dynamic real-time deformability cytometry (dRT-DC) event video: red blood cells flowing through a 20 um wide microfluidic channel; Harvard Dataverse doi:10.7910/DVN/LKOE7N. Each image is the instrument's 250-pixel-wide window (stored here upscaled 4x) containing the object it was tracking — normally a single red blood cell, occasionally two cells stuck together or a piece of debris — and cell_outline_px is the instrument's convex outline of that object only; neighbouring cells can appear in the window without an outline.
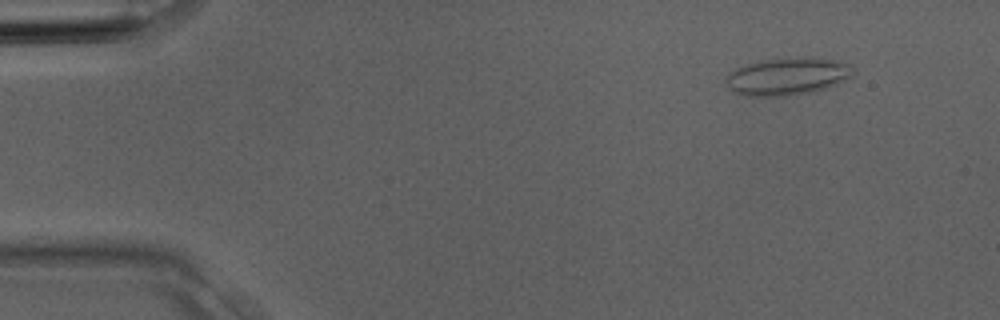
{"species": "Egyptian fruit bat (a non-hibernating species)", "species_latin": "Rousettus aegyptiacus", "temperature_condition": "room temperature", "stored_images_in_passage": 2, "camera_frame_rate_fps": 3000, "um_per_image_px": 0.085, "animal": {"sex": "male"}, "frame": {"image": 1, "passage_image": 1, "time_ms": 0.0, "image_size_px": [1000, 320], "cell_outline_px": [[852, 76], [836, 84], [812, 92], [796, 96], [748, 96], [732, 92], [724, 84], [724, 80], [736, 68], [748, 64], [764, 60], [812, 56], [832, 60], [848, 64], [852, 68]], "centroid_in_image_um": [66.9, 6.51], "position_along_channel_um": 18.1, "area_um2": 27.74}}